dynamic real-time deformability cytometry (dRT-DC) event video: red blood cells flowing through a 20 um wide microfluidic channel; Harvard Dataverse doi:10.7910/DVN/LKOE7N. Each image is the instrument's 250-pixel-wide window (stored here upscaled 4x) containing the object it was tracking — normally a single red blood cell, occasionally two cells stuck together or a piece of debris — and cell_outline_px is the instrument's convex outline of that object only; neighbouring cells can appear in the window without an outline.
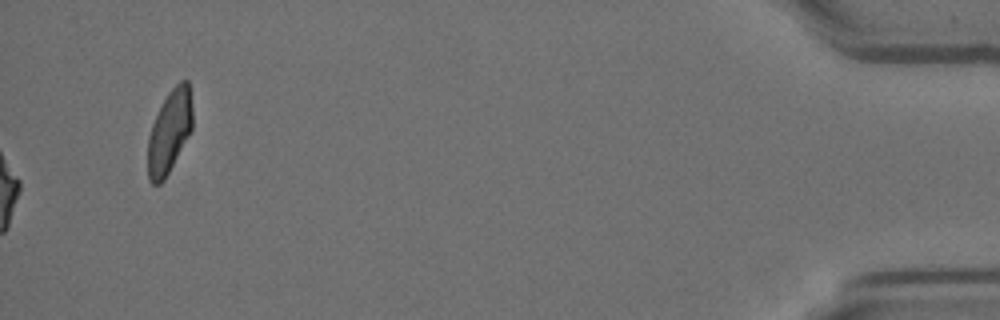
{"species": "Egyptian fruit bat (a non-hibernating species)", "species_latin": "Rousettus aegyptiacus", "temperature_condition": "room temperature", "stored_images_in_passage": 54, "camera_frame_rate_fps": 3000, "um_per_image_px": 0.085, "animal": {"sex": "female"}, "frame": {"image": 1, "passage_image": 54, "time_ms": 17.667, "image_size_px": [1000, 320], "cell_outline_px": [[192, 128], [164, 180], [160, 184], [152, 184], [148, 180], [148, 136], [152, 124], [168, 92], [180, 80], [188, 80], [192, 108]], "centroid_in_image_um": [14.39, 11.19], "position_along_channel_um": 420.8, "area_um2": 21.27}, "authors_computed_cell_mechanics": {"area_um2": 20.4612, "velocity_mm_per_s": 3.7473, "shape_relaxation_time_tau1_ms": 11.3358, "shape_relaxation_time_tau2_ms": 3.5066, "deformation_change_tau1": 0.264, "deformation_change_tau2": 0.1065}}